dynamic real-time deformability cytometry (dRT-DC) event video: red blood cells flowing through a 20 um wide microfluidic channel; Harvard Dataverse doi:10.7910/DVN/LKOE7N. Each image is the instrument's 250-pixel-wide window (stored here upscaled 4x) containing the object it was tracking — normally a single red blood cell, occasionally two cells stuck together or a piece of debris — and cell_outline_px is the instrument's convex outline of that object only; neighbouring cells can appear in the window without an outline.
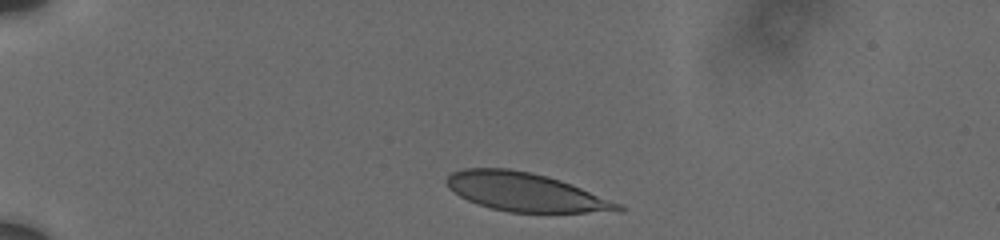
{"species": "human", "species_latin": "Homo sapiens", "temperature_condition": "cold", "stored_images_in_passage": 27, "camera_frame_rate_fps": 3000, "um_per_image_px": 0.085, "donor": {"sex": "male"}, "frame": {"image": 1, "passage_image": 1, "time_ms": 0.0, "image_size_px": [1000, 240], "cell_outline_px": [[624, 212], [508, 212], [492, 208], [468, 200], [460, 196], [448, 188], [444, 180], [452, 172], [464, 168], [508, 168], [548, 176], [560, 180], [620, 204], [624, 208]], "centroid_in_image_um": [44.63, 16.32], "position_along_channel_um": 40.4, "area_um2": 38.09}}
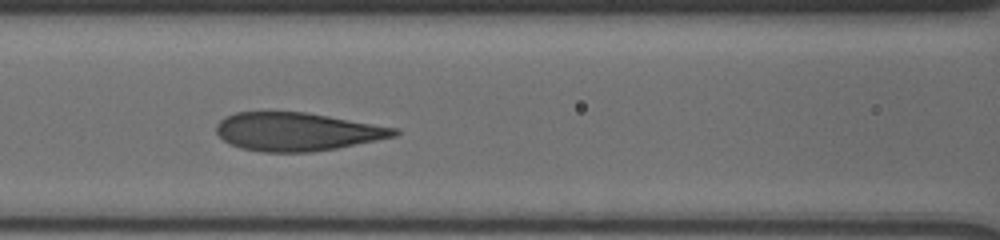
{"frame": {"image": 2, "passage_image": 18, "time_ms": 4.333, "image_size_px": [1000, 240], "cell_outline_px": [[400, 132], [396, 136], [336, 148], [312, 152], [260, 152], [240, 148], [228, 144], [216, 132], [216, 124], [224, 116], [236, 112], [304, 112], [328, 116], [396, 128]], "centroid_in_image_um": [25.18, 11.2], "position_along_channel_um": 141.4, "area_um2": 39.54}}
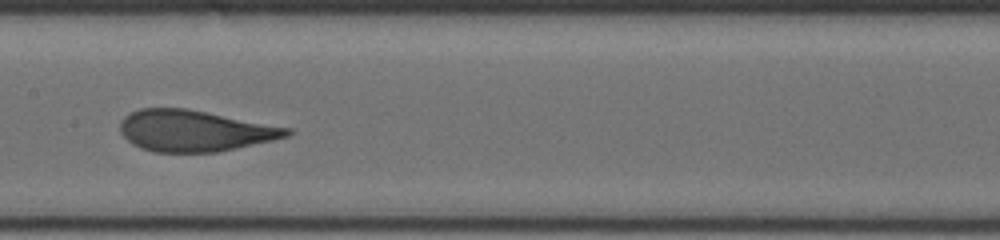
{"frame": {"image": 3, "passage_image": 26, "time_ms": 5.667, "image_size_px": [1000, 240], "cell_outline_px": [[292, 132], [288, 136], [272, 140], [216, 152], [152, 152], [140, 148], [132, 144], [120, 132], [120, 120], [124, 116], [140, 108], [188, 108], [292, 128]], "centroid_in_image_um": [16.51, 11.11], "position_along_channel_um": 190.9, "area_um2": 40.11}}